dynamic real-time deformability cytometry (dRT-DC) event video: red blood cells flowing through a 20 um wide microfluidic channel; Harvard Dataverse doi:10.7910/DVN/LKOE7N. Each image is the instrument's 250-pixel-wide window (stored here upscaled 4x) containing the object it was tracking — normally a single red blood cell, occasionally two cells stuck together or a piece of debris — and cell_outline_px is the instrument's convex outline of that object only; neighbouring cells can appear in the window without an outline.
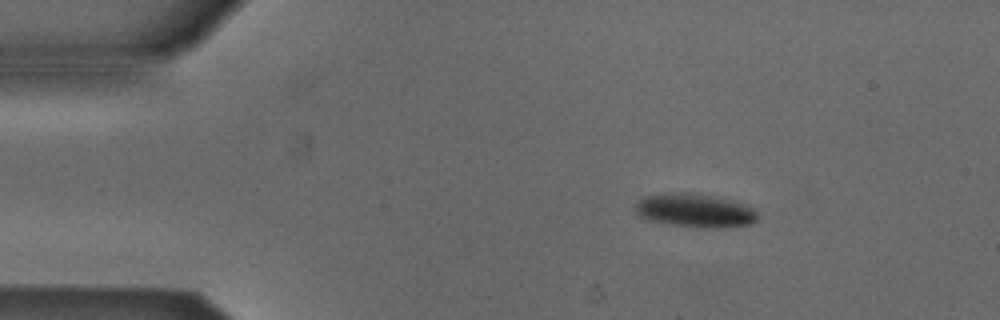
{"species": "Egyptian fruit bat (a non-hibernating species)", "species_latin": "Rousettus aegyptiacus", "temperature_condition": "cold", "stored_images_in_passage": 45, "camera_frame_rate_fps": 3000, "um_per_image_px": 0.085, "animal": {"sex": "male"}, "frame": {"image": 1, "passage_image": 1, "time_ms": 0.0, "image_size_px": [1000, 320], "cell_outline_px": [[756, 220], [748, 224], [716, 228], [712, 228], [668, 224], [644, 220], [636, 212], [632, 204], [644, 196], [668, 192], [696, 192], [744, 204], [752, 208], [756, 212]], "centroid_in_image_um": [58.95, 17.87], "position_along_channel_um": 26.1, "area_um2": 24.04}}
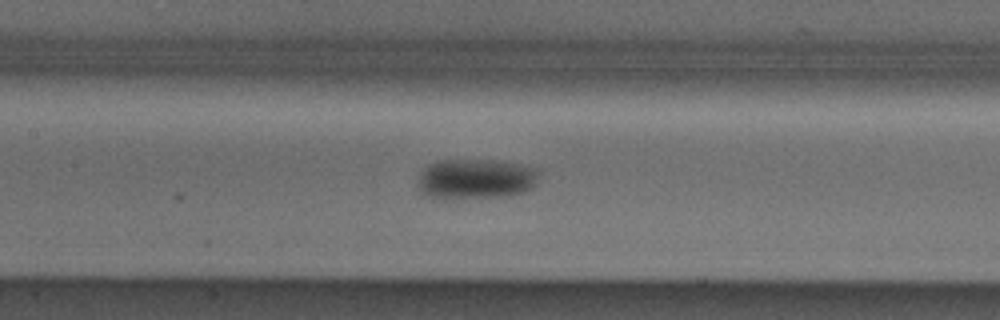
{"frame": {"image": 2, "passage_image": 17, "time_ms": 5.333, "image_size_px": [1000, 320], "cell_outline_px": [[536, 184], [524, 192], [504, 196], [444, 200], [428, 196], [420, 192], [416, 184], [416, 180], [424, 168], [428, 164], [436, 160], [492, 160], [516, 164], [536, 168]], "centroid_in_image_um": [40.33, 15.23], "position_along_channel_um": 167.1, "area_um2": 28.67}}
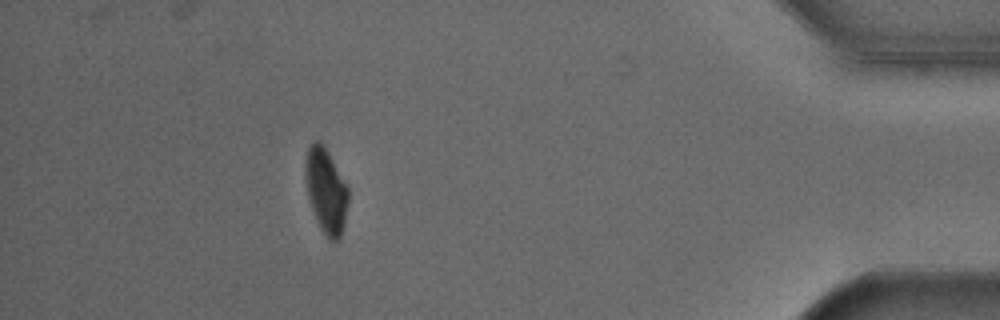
{"frame": {"image": 3, "passage_image": 40, "time_ms": 13.0, "image_size_px": [1000, 320], "cell_outline_px": [[348, 204], [344, 224], [340, 236], [336, 240], [328, 240], [320, 228], [316, 220], [308, 200], [304, 176], [304, 164], [308, 148], [316, 140], [320, 140], [328, 152], [348, 188]], "centroid_in_image_um": [27.68, 16.22], "position_along_channel_um": 407.5, "area_um2": 21.27}, "authors_computed_cell_mechanics": {"area_um2": 25.2586, "velocity_mm_per_s": 3.8661, "shape_relaxation_time_tau1_ms": 3.2624, "shape_relaxation_time_tau2_ms": null, "deformation_change_tau1": 0.0898, "deformation_change_tau2": null}}